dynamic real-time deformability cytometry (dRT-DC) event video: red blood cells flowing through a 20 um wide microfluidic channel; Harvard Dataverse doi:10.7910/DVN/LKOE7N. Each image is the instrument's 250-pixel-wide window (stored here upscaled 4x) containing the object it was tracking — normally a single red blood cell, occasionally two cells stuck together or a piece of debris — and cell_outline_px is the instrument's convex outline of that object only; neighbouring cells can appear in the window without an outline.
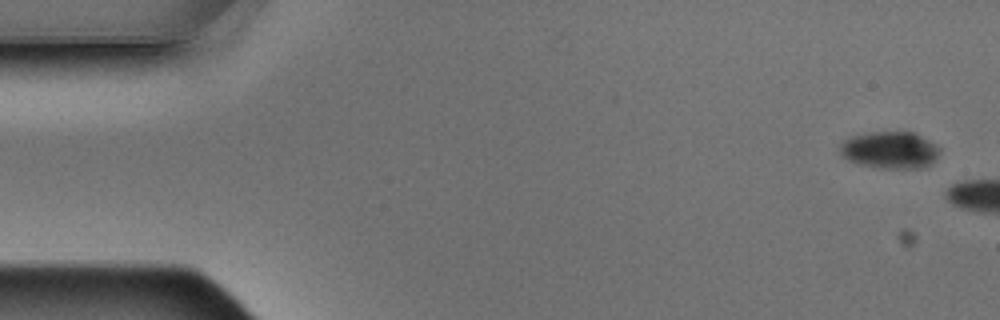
{"species": "Egyptian fruit bat (a non-hibernating species)", "species_latin": "Rousettus aegyptiacus", "temperature_condition": "warm", "stored_images_in_passage": 3, "camera_frame_rate_fps": 3000, "um_per_image_px": 0.085, "animal": {"sex": "male"}, "frame": {"image": 1, "passage_image": 1, "time_ms": 0.0, "image_size_px": [1000, 320], "cell_outline_px": [[940, 148], [936, 160], [924, 168], [880, 168], [860, 164], [848, 160], [840, 152], [840, 144], [844, 140], [852, 136], [868, 132], [916, 132], [936, 144]], "centroid_in_image_um": [75.68, 12.75], "position_along_channel_um": 9.3, "area_um2": 21.62}}